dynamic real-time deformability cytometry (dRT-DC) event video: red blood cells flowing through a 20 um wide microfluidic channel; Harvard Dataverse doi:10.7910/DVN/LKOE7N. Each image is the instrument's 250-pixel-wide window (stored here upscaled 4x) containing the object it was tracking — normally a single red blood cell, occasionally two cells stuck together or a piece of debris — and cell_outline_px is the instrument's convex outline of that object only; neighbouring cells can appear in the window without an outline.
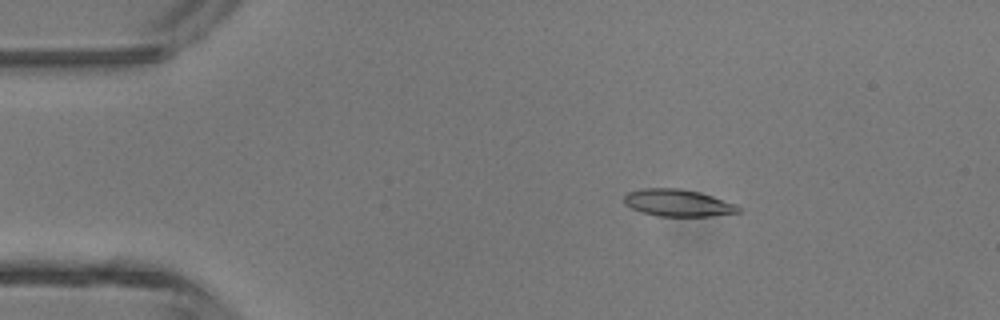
{"species": "common noctule bat (a hibernating species)", "species_latin": "Nyctalus noctula", "temperature_condition": "room temperature", "stored_images_in_passage": 6, "camera_frame_rate_fps": 3000, "um_per_image_px": 0.085, "animal": {"sex": "male", "body_mass_g": 13.3}, "frame": {"image": 1, "passage_image": 3, "time_ms": 0.667, "image_size_px": [1000, 320], "cell_outline_px": [[740, 212], [712, 216], [656, 216], [640, 212], [624, 204], [624, 196], [628, 192], [644, 188], [680, 188], [700, 192], [736, 204], [740, 208]], "centroid_in_image_um": [57.6, 17.24], "position_along_channel_um": 27.4, "area_um2": 18.09}}
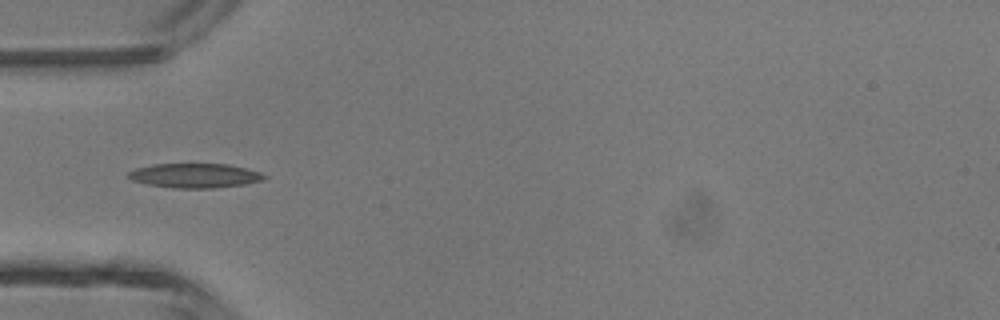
{"frame": {"image": 2, "passage_image": 5, "time_ms": 1.333, "image_size_px": [1000, 320], "cell_outline_px": [[268, 176], [260, 180], [244, 184], [212, 188], [172, 188], [148, 184], [132, 180], [128, 176], [128, 172], [136, 168], [152, 164], [228, 164], [260, 172]], "centroid_in_image_um": [16.53, 14.92], "position_along_channel_um": 68.5, "area_um2": 19.13}}
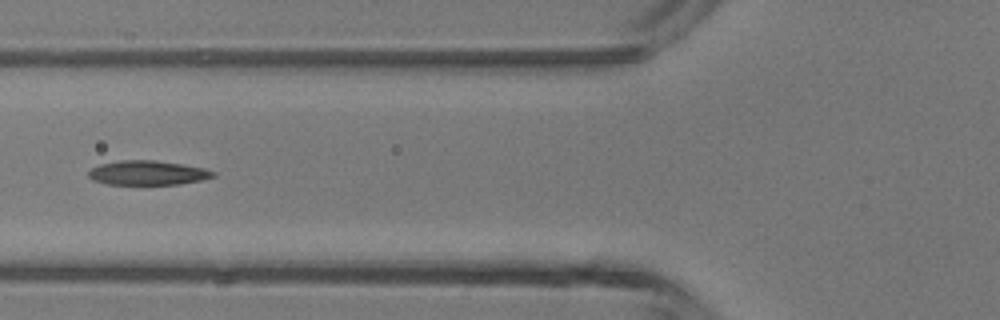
{"frame": {"image": 3, "passage_image": 6, "time_ms": 1.667, "image_size_px": [1000, 320], "cell_outline_px": [[216, 176], [200, 180], [180, 184], [108, 184], [92, 180], [88, 176], [88, 172], [92, 168], [100, 164], [120, 160], [156, 160], [204, 168], [216, 172]], "centroid_in_image_um": [12.54, 14.69], "position_along_channel_um": 113.3, "area_um2": 17.63}}